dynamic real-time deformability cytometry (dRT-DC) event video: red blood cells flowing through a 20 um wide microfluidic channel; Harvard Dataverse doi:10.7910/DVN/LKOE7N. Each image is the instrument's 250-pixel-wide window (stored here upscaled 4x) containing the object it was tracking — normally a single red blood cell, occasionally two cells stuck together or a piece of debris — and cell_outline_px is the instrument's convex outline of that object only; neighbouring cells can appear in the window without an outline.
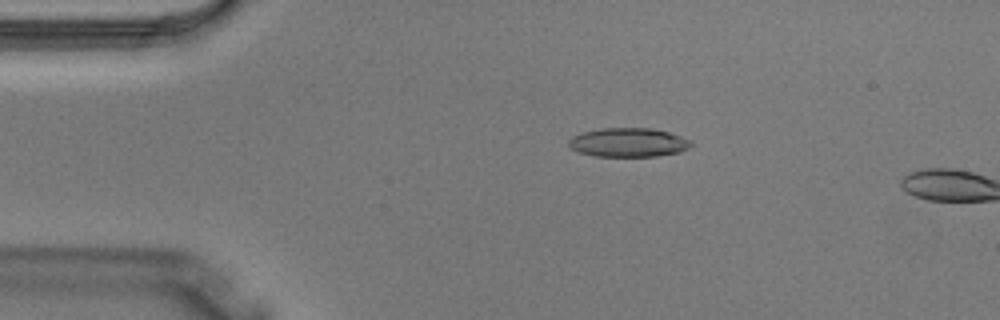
{"species": "Egyptian fruit bat (a non-hibernating species)", "species_latin": "Rousettus aegyptiacus", "temperature_condition": "warm", "stored_images_in_passage": 3, "camera_frame_rate_fps": 3000, "um_per_image_px": 0.085, "animal": {"sex": "male"}, "frame": {"image": 1, "passage_image": 2, "time_ms": 0.333, "image_size_px": [1000, 320], "cell_outline_px": [[692, 144], [688, 148], [680, 152], [656, 156], [596, 156], [580, 152], [572, 148], [568, 144], [568, 140], [572, 136], [580, 132], [600, 128], [652, 128], [668, 132], [692, 140]], "centroid_in_image_um": [53.41, 12.1], "position_along_channel_um": 31.6, "area_um2": 20.69}}